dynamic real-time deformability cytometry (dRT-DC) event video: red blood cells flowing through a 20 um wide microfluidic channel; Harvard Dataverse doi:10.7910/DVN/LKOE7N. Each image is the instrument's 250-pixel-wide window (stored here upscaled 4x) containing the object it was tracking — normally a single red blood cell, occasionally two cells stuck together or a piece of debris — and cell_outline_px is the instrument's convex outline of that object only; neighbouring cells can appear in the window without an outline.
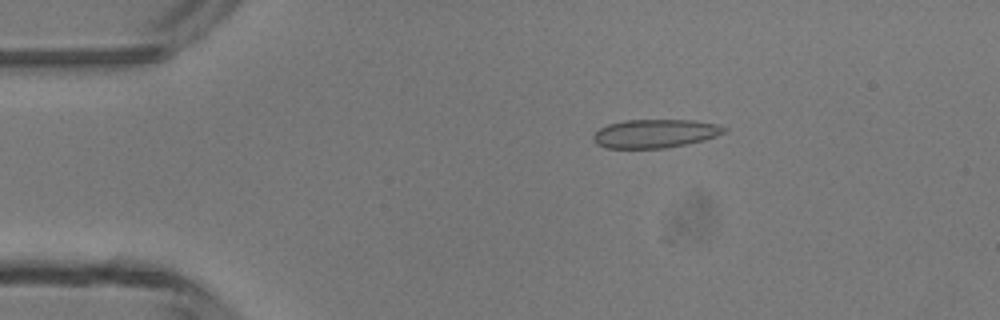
{"species": "common noctule bat (a hibernating species)", "species_latin": "Nyctalus noctula", "temperature_condition": "room temperature", "stored_images_in_passage": 5, "camera_frame_rate_fps": 3000, "um_per_image_px": 0.085, "animal": {"sex": "male", "body_mass_g": 13.3}, "frame": {"image": 1, "passage_image": 3, "time_ms": 2.333, "image_size_px": [1000, 320], "cell_outline_px": [[728, 132], [704, 140], [688, 144], [664, 148], [604, 148], [596, 144], [592, 140], [592, 136], [600, 128], [608, 124], [624, 120], [692, 120], [716, 124], [728, 128]], "centroid_in_image_um": [55.68, 11.35], "position_along_channel_um": 29.3, "area_um2": 21.96}}
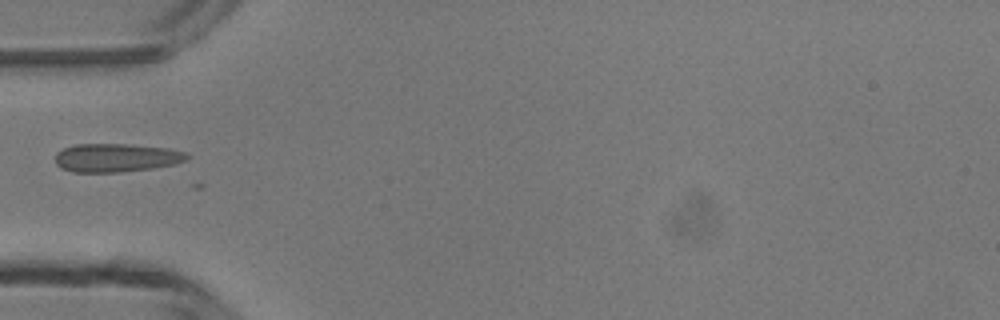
{"frame": {"image": 2, "passage_image": 5, "time_ms": 4.667, "image_size_px": [1000, 320], "cell_outline_px": [[188, 156], [184, 160], [176, 164], [152, 168], [120, 172], [72, 172], [60, 168], [56, 164], [56, 152], [64, 148], [76, 144], [128, 144], [168, 148], [184, 152]], "centroid_in_image_um": [9.84, 13.41], "position_along_channel_um": 75.2, "area_um2": 21.79}}